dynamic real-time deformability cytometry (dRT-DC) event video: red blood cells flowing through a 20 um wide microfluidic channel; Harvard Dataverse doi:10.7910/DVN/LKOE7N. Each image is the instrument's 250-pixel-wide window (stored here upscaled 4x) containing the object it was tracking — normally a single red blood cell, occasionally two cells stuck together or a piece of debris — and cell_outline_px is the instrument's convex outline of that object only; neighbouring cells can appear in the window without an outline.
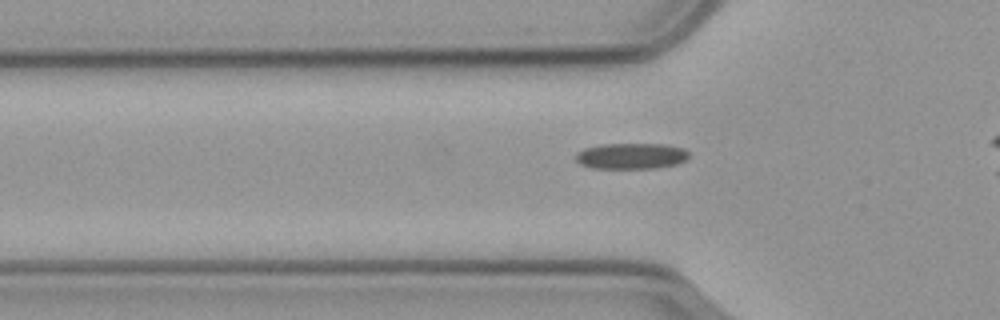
{"species": "common noctule bat (a hibernating species)", "species_latin": "Nyctalus noctula", "temperature_condition": "cold", "stored_images_in_passage": 38, "camera_frame_rate_fps": 3000, "um_per_image_px": 0.085, "animal": {"sex": "male", "body_mass_g": 23.1, "forearm_length_mm": 52.7}, "frame": {"image": 1, "passage_image": 10, "time_ms": 3.0, "image_size_px": [1000, 320], "cell_outline_px": [[688, 160], [676, 164], [656, 168], [592, 168], [580, 164], [576, 160], [576, 152], [584, 148], [600, 144], [664, 144], [684, 148], [688, 152]], "centroid_in_image_um": [53.65, 13.26], "position_along_channel_um": 72.1, "area_um2": 17.22}}
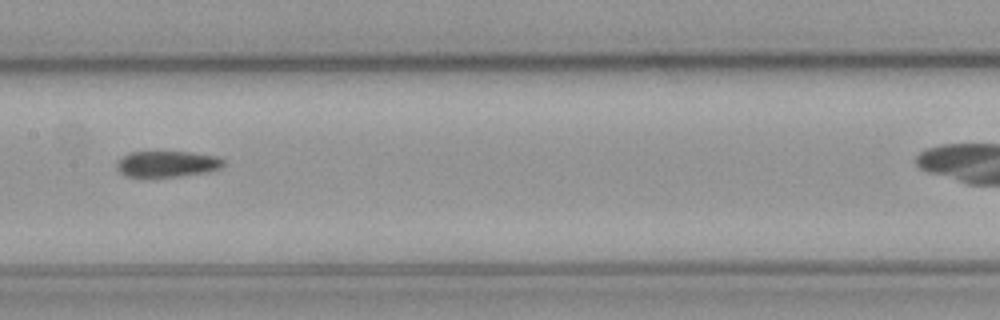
{"frame": {"image": 2, "passage_image": 20, "time_ms": 6.333, "image_size_px": [1000, 320], "cell_outline_px": [[224, 164], [220, 168], [208, 172], [176, 176], [124, 176], [116, 168], [116, 160], [132, 152], [192, 152], [216, 156], [224, 160]], "centroid_in_image_um": [14.2, 13.93], "position_along_channel_um": 193.2, "area_um2": 16.07}}
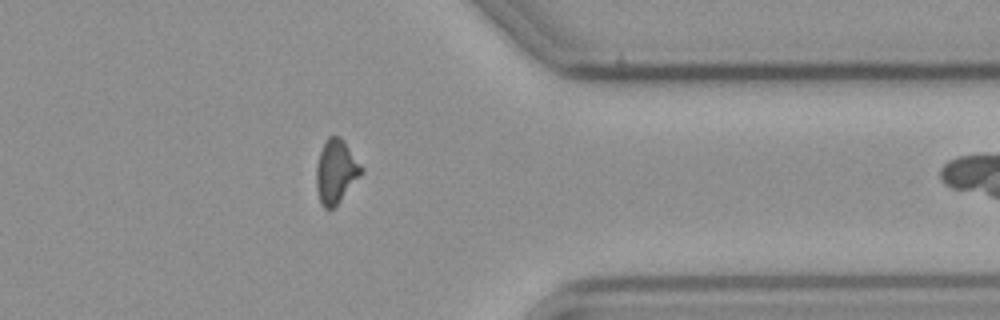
{"frame": {"image": 3, "passage_image": 37, "time_ms": 12.0, "image_size_px": [1000, 320], "cell_outline_px": [[364, 168], [340, 200], [332, 208], [324, 208], [320, 204], [316, 188], [316, 164], [320, 152], [328, 136], [340, 136], [344, 140]], "centroid_in_image_um": [28.52, 14.54], "position_along_channel_um": 382.9, "area_um2": 16.42}}